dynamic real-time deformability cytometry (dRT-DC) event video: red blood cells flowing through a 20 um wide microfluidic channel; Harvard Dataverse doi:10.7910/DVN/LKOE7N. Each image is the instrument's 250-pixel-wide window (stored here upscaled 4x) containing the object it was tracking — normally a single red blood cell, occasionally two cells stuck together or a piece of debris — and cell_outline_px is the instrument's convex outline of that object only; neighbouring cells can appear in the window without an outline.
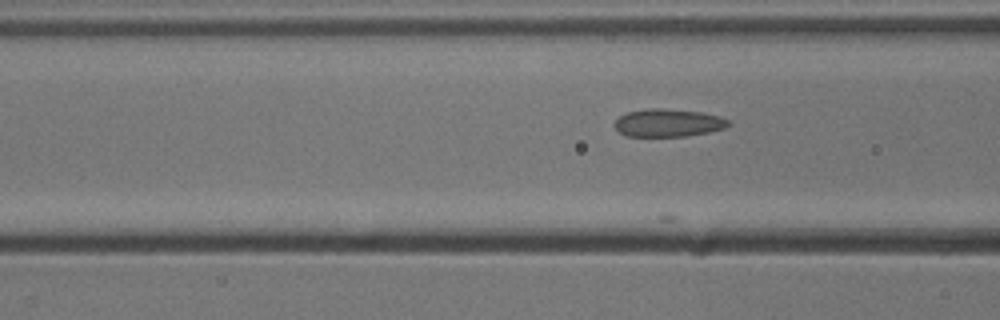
{"species": "common noctule bat (a hibernating species)", "species_latin": "Nyctalus noctula", "temperature_condition": "cold", "stored_images_in_passage": 26, "camera_frame_rate_fps": 3000, "um_per_image_px": 0.085, "animal": {"sex": "male", "body_mass_g": 13.3}, "frame": {"image": 1, "passage_image": 20, "time_ms": 6.333, "image_size_px": [1000, 320], "cell_outline_px": [[728, 124], [724, 128], [708, 132], [688, 136], [624, 136], [612, 124], [620, 116], [628, 112], [648, 108], [660, 108], [704, 112], [720, 116], [728, 120]], "centroid_in_image_um": [56.77, 10.44], "position_along_channel_um": 109.8, "area_um2": 18.44}}
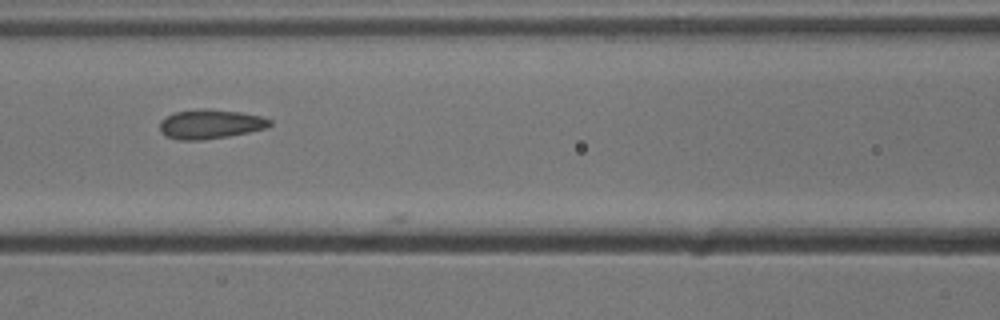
{"frame": {"image": 2, "passage_image": 23, "time_ms": 7.333, "image_size_px": [1000, 320], "cell_outline_px": [[272, 124], [264, 128], [248, 132], [228, 136], [200, 140], [176, 140], [164, 136], [160, 132], [160, 120], [176, 112], [200, 108], [208, 108], [240, 112], [260, 116], [272, 120]], "centroid_in_image_um": [17.84, 10.55], "position_along_channel_um": 148.8, "area_um2": 18.84}}